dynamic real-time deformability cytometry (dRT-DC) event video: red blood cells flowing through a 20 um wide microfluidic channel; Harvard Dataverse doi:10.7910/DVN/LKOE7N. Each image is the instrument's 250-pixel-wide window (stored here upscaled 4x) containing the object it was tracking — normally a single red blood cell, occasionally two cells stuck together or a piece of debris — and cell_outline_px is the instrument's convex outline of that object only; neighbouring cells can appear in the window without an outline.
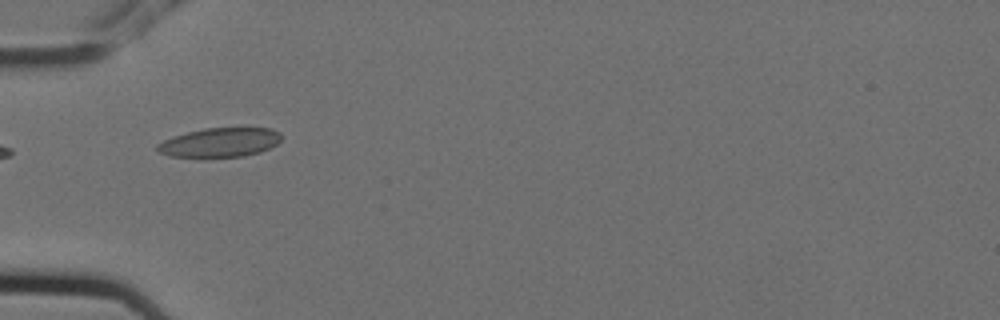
{"species": "Egyptian fruit bat (a non-hibernating species)", "species_latin": "Rousettus aegyptiacus", "temperature_condition": "cold", "stored_images_in_passage": 10, "camera_frame_rate_fps": 3000, "um_per_image_px": 0.085, "animal": {"sex": "female"}, "frame": {"image": 1, "passage_image": 4, "time_ms": 1.0, "image_size_px": [1000, 320], "cell_outline_px": [[280, 140], [276, 144], [260, 152], [244, 156], [204, 160], [200, 160], [168, 156], [160, 152], [156, 148], [156, 144], [172, 136], [204, 128], [272, 128], [280, 132]], "centroid_in_image_um": [18.62, 12.16], "position_along_channel_um": 66.4, "area_um2": 21.96}}
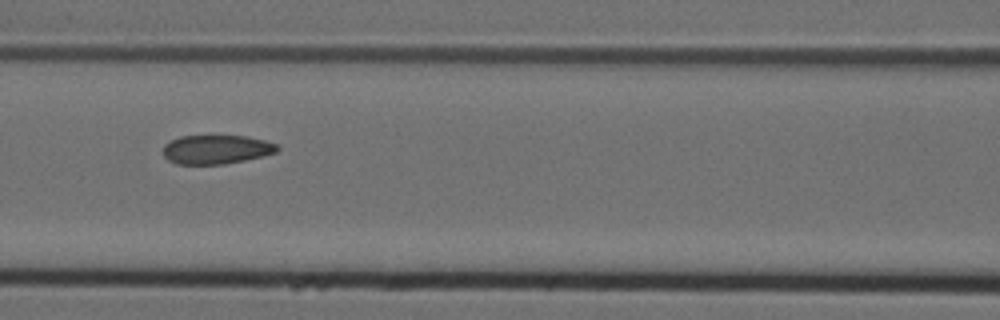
{"frame": {"image": 2, "passage_image": 6, "time_ms": 1.667, "image_size_px": [1000, 320], "cell_outline_px": [[280, 148], [276, 152], [264, 156], [224, 164], [176, 164], [168, 160], [164, 156], [164, 144], [180, 136], [244, 136], [264, 140], [276, 144]], "centroid_in_image_um": [18.38, 12.71], "position_along_channel_um": 148.2, "area_um2": 19.19}}
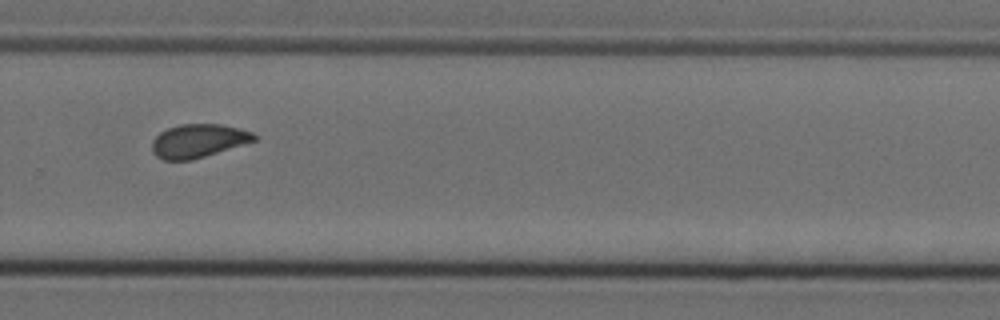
{"frame": {"image": 3, "passage_image": 10, "time_ms": 3.0, "image_size_px": [1000, 320], "cell_outline_px": [[260, 136], [256, 140], [192, 160], [164, 160], [156, 156], [152, 152], [152, 140], [160, 132], [168, 128], [180, 124], [220, 124], [240, 128], [252, 132]], "centroid_in_image_um": [16.86, 11.96], "position_along_channel_um": 312.9, "area_um2": 19.94}}